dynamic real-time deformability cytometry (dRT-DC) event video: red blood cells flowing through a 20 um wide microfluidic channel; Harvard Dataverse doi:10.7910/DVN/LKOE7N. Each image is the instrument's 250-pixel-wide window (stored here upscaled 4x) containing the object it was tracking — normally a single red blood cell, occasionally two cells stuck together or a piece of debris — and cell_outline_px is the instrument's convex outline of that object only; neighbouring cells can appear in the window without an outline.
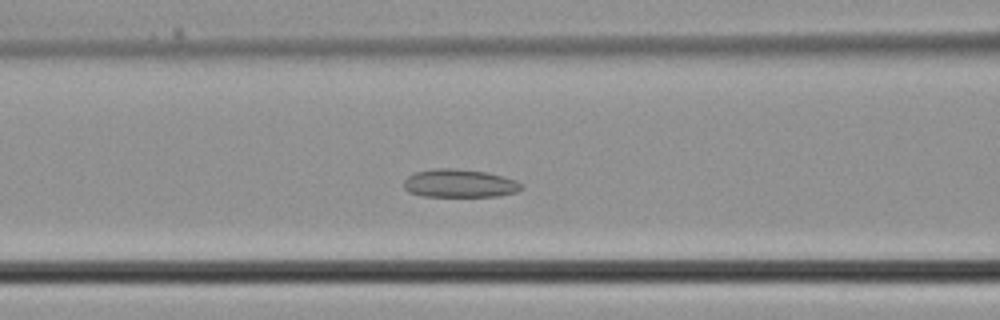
{"species": "common noctule bat (a hibernating species)", "species_latin": "Nyctalus noctula", "temperature_condition": "cold", "stored_images_in_passage": 30, "camera_frame_rate_fps": 3000, "um_per_image_px": 0.085, "animal": {"sex": "male", "body_mass_g": 21.5, "forearm_length_mm": 52.0}, "frame": {"image": 1, "passage_image": 7, "time_ms": 2.0, "image_size_px": [1000, 320], "cell_outline_px": [[524, 188], [516, 192], [496, 196], [424, 196], [408, 192], [404, 188], [404, 180], [408, 176], [416, 172], [436, 168], [456, 168], [488, 172], [504, 176], [516, 180], [524, 184]], "centroid_in_image_um": [39.1, 15.58], "position_along_channel_um": 127.5, "area_um2": 19.48}}
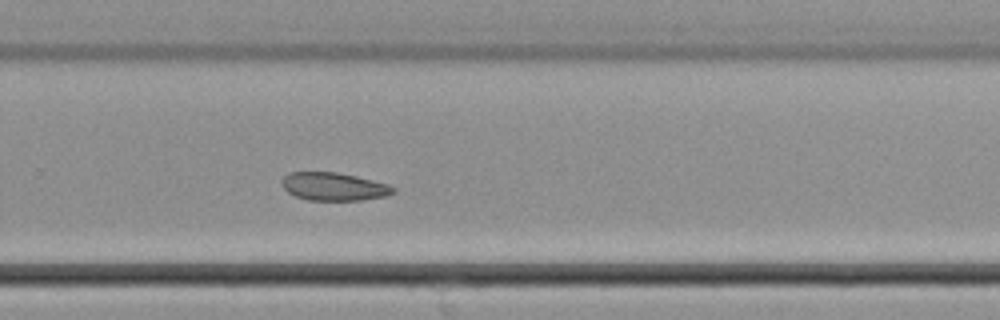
{"frame": {"image": 2, "passage_image": 17, "time_ms": 5.333, "image_size_px": [1000, 320], "cell_outline_px": [[396, 192], [384, 196], [360, 200], [308, 200], [296, 196], [288, 192], [284, 188], [280, 180], [284, 176], [292, 172], [336, 172], [356, 176], [388, 184], [396, 188]], "centroid_in_image_um": [28.37, 15.85], "position_along_channel_um": 301.4, "area_um2": 18.09}}
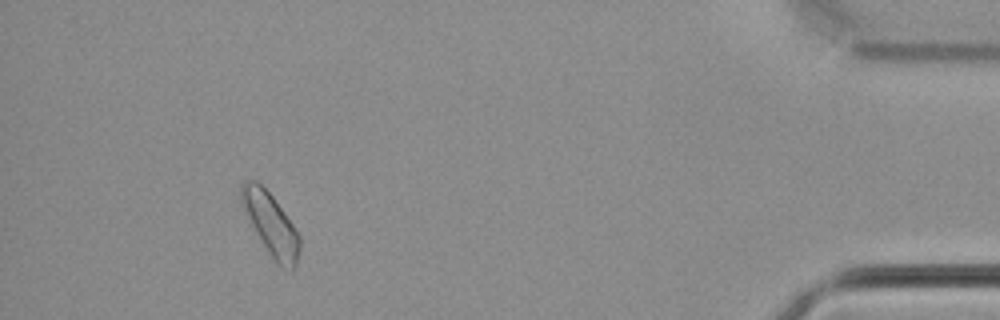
{"frame": {"image": 3, "passage_image": 27, "time_ms": 8.667, "image_size_px": [1000, 320], "cell_outline_px": [[300, 252], [296, 264], [292, 272], [276, 264], [256, 232], [244, 212], [240, 204], [240, 188], [244, 180], [256, 180], [272, 196], [292, 224], [300, 236]], "centroid_in_image_um": [23.01, 19.07], "position_along_channel_um": 412.2, "area_um2": 20.98}}